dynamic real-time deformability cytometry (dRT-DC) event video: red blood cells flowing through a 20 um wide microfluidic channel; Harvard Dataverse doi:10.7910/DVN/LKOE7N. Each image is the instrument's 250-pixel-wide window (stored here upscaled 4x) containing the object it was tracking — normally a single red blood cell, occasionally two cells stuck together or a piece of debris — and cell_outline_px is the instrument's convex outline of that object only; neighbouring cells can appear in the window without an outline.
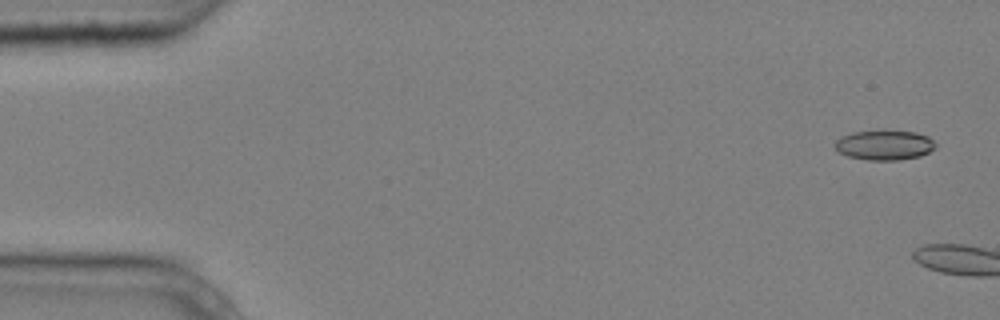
{"species": "common noctule bat (a hibernating species)", "species_latin": "Nyctalus noctula", "temperature_condition": "cold", "stored_images_in_passage": 5, "camera_frame_rate_fps": 3000, "um_per_image_px": 0.085, "animal": {"sex": "male", "body_mass_g": 20.4}, "frame": {"image": 1, "passage_image": 1, "time_ms": 0.0, "image_size_px": [1000, 320], "cell_outline_px": [[936, 148], [920, 156], [900, 160], [868, 160], [848, 156], [840, 152], [836, 148], [836, 140], [840, 136], [852, 132], [884, 128], [916, 132], [928, 136], [936, 144]], "centroid_in_image_um": [75.19, 12.29], "position_along_channel_um": 9.8, "area_um2": 18.03}}